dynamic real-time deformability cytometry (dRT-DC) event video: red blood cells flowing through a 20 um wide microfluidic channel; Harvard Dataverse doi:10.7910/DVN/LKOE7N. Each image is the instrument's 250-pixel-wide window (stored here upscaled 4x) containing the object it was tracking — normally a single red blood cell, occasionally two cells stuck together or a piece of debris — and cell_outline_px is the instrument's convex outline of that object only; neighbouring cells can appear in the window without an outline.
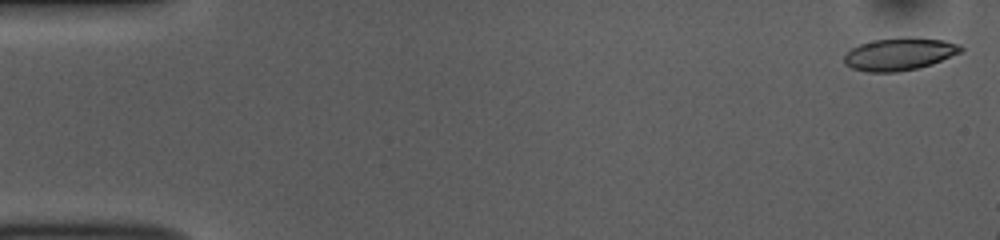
{"species": "common noctule bat (a hibernating species)", "species_latin": "Nyctalus noctula", "temperature_condition": "room temperature", "stored_images_in_passage": 13, "camera_frame_rate_fps": 3000, "um_per_image_px": 0.085, "animal": {"sex": "female", "body_mass_g": 10.0, "forearm_length_mm": 53.1}, "frame": {"image": 1, "passage_image": 1, "time_ms": 0.0, "image_size_px": [1000, 240], "cell_outline_px": [[964, 48], [960, 52], [932, 64], [916, 68], [896, 72], [868, 72], [852, 68], [844, 64], [844, 56], [852, 48], [860, 44], [872, 40], [944, 40], [960, 44]], "centroid_in_image_um": [76.41, 4.64], "position_along_channel_um": 8.6, "area_um2": 21.1}}